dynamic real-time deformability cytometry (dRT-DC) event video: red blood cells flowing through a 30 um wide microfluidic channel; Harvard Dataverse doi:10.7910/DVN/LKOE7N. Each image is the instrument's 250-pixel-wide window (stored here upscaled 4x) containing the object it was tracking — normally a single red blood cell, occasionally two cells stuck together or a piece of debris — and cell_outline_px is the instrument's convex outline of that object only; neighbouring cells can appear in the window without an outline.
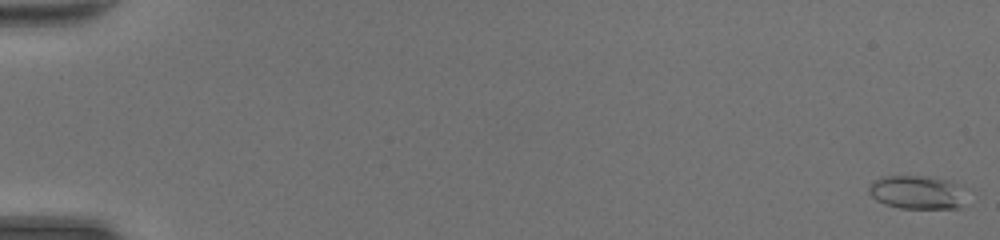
{"species": "common noctule bat (a hibernating species)", "species_latin": "Nyctalus noctula", "temperature_condition": "room temperature", "stored_images_in_passage": 49, "camera_frame_rate_fps": 3000, "um_per_image_px": 0.085, "animal": {"sex": "female", "body_mass_g": 20.0, "forearm_length_mm": 54.0}, "frame": {"image": 1, "passage_image": 1, "time_ms": 0.0, "image_size_px": [1000, 240], "cell_outline_px": [[960, 208], [900, 208], [884, 204], [876, 200], [868, 192], [868, 188], [872, 180], [880, 176], [932, 176], [948, 180], [952, 184], [960, 204]], "centroid_in_image_um": [77.71, 16.33], "position_along_channel_um": 7.3, "area_um2": 18.21}}
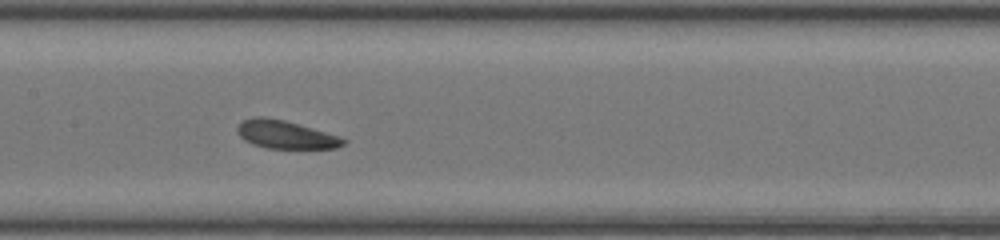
{"frame": {"image": 2, "passage_image": 26, "time_ms": 8.333, "image_size_px": [1000, 240], "cell_outline_px": [[348, 140], [344, 144], [336, 148], [268, 148], [252, 144], [244, 140], [236, 132], [236, 128], [244, 120], [256, 116], [264, 116], [284, 120], [340, 136]], "centroid_in_image_um": [24.27, 11.44], "position_along_channel_um": 183.1, "area_um2": 17.28}}
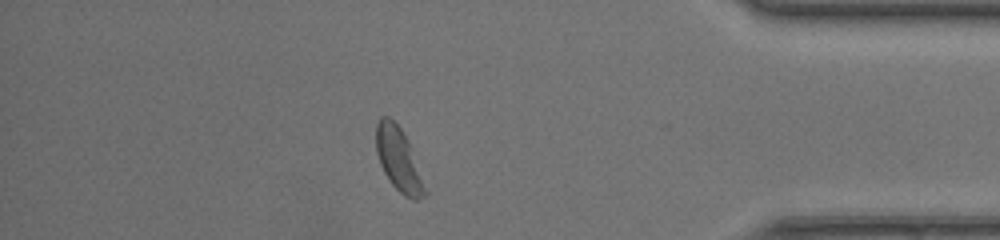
{"frame": {"image": 3, "passage_image": 43, "time_ms": 14.0, "image_size_px": [1000, 240], "cell_outline_px": [[428, 192], [424, 196], [416, 200], [412, 200], [404, 196], [388, 180], [380, 164], [376, 152], [376, 124], [380, 116], [388, 116], [400, 128], [408, 140]], "centroid_in_image_um": [33.88, 13.57], "position_along_channel_um": 401.3, "area_um2": 18.03}, "authors_computed_cell_mechanics": {"area_um2": 17.3978, "velocity_mm_per_s": 4.3803, "shape_relaxation_time_tau1_ms": 3.9804, "shape_relaxation_time_tau2_ms": 1.6342, "deformation_change_tau1": 0.1171, "deformation_change_tau2": 0.1182}}